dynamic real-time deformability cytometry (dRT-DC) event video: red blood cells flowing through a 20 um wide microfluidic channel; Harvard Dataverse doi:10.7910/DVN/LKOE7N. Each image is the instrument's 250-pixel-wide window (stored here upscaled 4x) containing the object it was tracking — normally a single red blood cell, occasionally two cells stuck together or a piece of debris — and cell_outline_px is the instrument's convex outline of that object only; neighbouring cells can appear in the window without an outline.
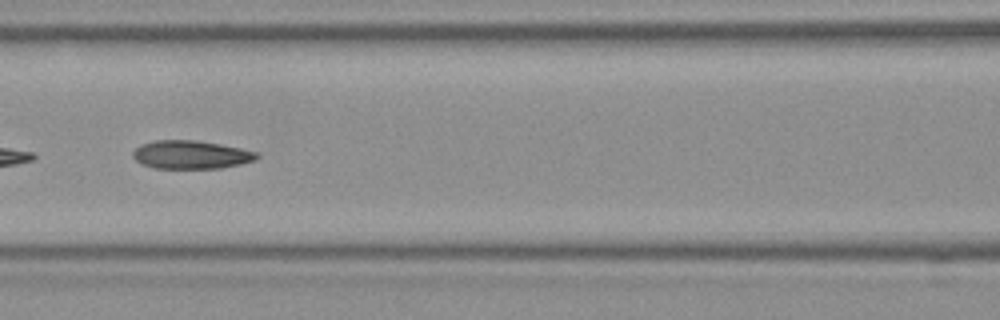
{"species": "Egyptian fruit bat (a non-hibernating species)", "species_latin": "Rousettus aegyptiacus", "temperature_condition": "room temperature", "stored_images_in_passage": 52, "segment_of_instrument_passage": [2, 2], "camera_frame_rate_fps": 3000, "um_per_image_px": 0.085, "frame": {"image": 1, "passage_image": 23, "time_ms": 7.333, "image_size_px": [1000, 320], "cell_outline_px": [[260, 156], [256, 160], [240, 164], [220, 168], [152, 168], [136, 160], [132, 156], [132, 152], [140, 144], [152, 140], [196, 140], [220, 144], [240, 148], [256, 152]], "centroid_in_image_um": [16.22, 13.14], "position_along_channel_um": 150.4, "area_um2": 20.46}}
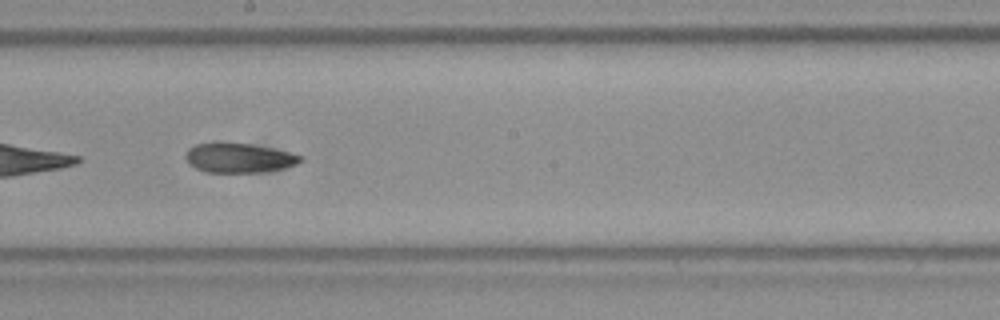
{"frame": {"image": 2, "passage_image": 29, "time_ms": 9.333, "image_size_px": [1000, 320], "cell_outline_px": [[304, 160], [296, 164], [284, 168], [264, 172], [208, 172], [196, 168], [184, 156], [188, 148], [196, 144], [212, 140], [220, 140], [248, 144], [288, 152], [304, 156]], "centroid_in_image_um": [20.28, 13.39], "position_along_channel_um": 227.9, "area_um2": 20.06}}
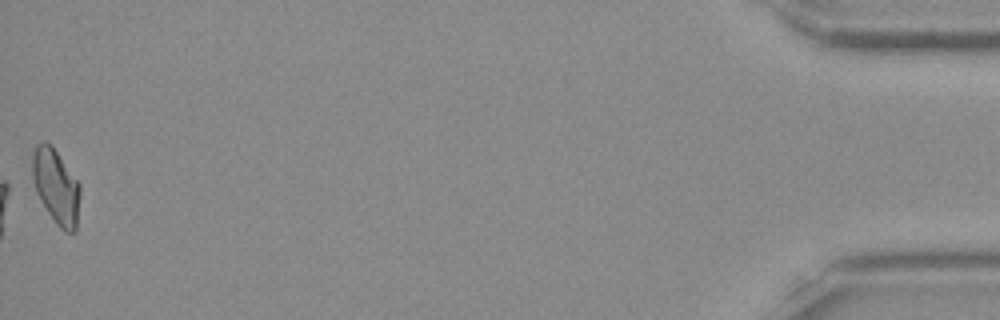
{"frame": {"image": 3, "passage_image": 52, "time_ms": 17.0, "image_size_px": [1000, 320], "cell_outline_px": [[80, 196], [76, 232], [64, 232], [56, 224], [40, 200], [36, 192], [32, 180], [32, 152], [36, 144], [44, 140], [52, 144], [80, 184]], "centroid_in_image_um": [4.75, 15.83], "position_along_channel_um": 430.4, "area_um2": 21.15}}